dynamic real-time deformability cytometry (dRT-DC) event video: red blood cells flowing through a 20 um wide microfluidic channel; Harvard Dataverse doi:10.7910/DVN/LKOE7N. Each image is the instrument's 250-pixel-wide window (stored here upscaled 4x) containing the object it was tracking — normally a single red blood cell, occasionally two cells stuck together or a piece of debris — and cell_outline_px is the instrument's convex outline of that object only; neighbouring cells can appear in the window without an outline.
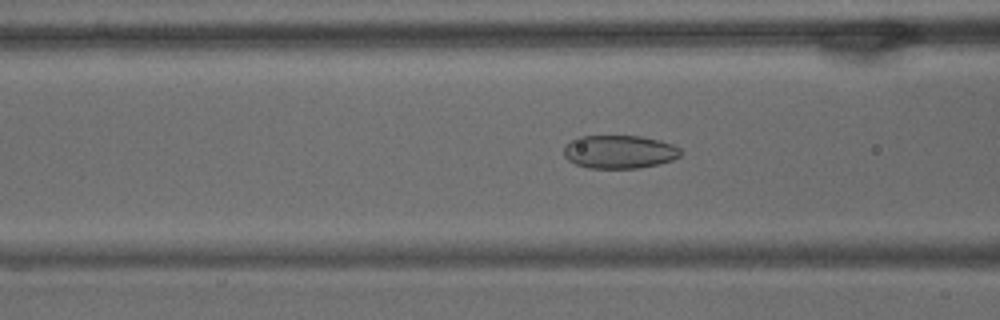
{"species": "common noctule bat (a hibernating species)", "species_latin": "Nyctalus noctula", "temperature_condition": "warm", "stored_images_in_passage": 55, "camera_frame_rate_fps": 3000, "um_per_image_px": 0.085, "animal": {"sex": "male", "body_mass_g": 15.6}, "frame": {"image": 1, "passage_image": 19, "time_ms": 6.0, "image_size_px": [1000, 320], "cell_outline_px": [[680, 156], [672, 160], [660, 164], [640, 168], [588, 168], [576, 164], [568, 160], [564, 156], [564, 144], [580, 136], [640, 136], [660, 140], [672, 144], [680, 148]], "centroid_in_image_um": [52.64, 12.91], "position_along_channel_um": 114.0, "area_um2": 22.77}}
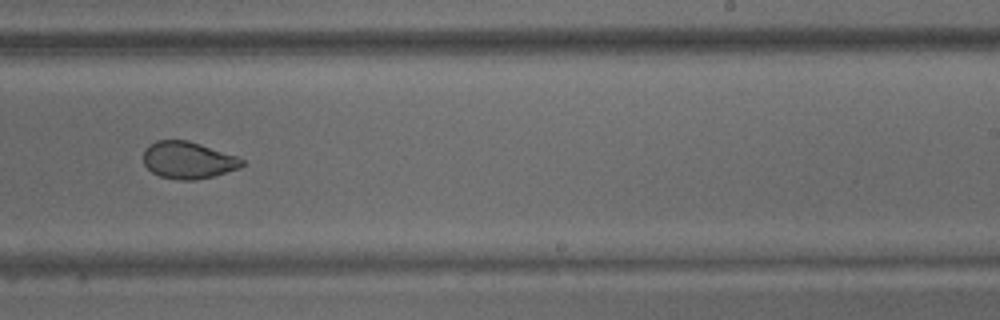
{"frame": {"image": 2, "passage_image": 33, "time_ms": 10.667, "image_size_px": [1000, 320], "cell_outline_px": [[244, 164], [240, 168], [212, 176], [196, 180], [180, 180], [160, 176], [152, 172], [144, 164], [144, 148], [148, 144], [156, 140], [188, 140], [240, 156], [244, 160]], "centroid_in_image_um": [16.01, 13.6], "position_along_channel_um": 273.0, "area_um2": 21.5}}
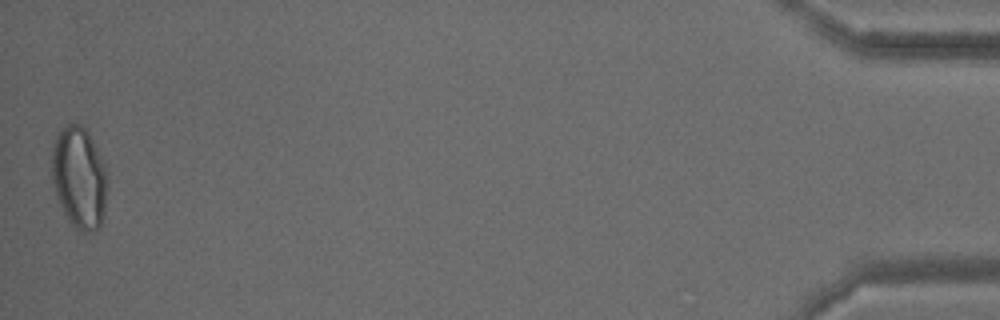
{"frame": {"image": 3, "passage_image": 55, "time_ms": 18.0, "image_size_px": [1000, 320], "cell_outline_px": [[108, 188], [104, 212], [100, 228], [88, 232], [84, 232], [76, 228], [68, 220], [56, 196], [52, 180], [52, 148], [56, 136], [68, 124], [80, 124], [88, 132], [104, 164], [108, 180]], "centroid_in_image_um": [6.75, 15.13], "position_along_channel_um": 428.5, "area_um2": 32.89}, "authors_computed_cell_mechanics": {"area_um2": 24.9696, "velocity_mm_per_s": 3.4062, "shape_relaxation_time_tau1_ms": null, "shape_relaxation_time_tau2_ms": 1.5978, "deformation_change_tau1": null, "deformation_change_tau2": 0.0568}}